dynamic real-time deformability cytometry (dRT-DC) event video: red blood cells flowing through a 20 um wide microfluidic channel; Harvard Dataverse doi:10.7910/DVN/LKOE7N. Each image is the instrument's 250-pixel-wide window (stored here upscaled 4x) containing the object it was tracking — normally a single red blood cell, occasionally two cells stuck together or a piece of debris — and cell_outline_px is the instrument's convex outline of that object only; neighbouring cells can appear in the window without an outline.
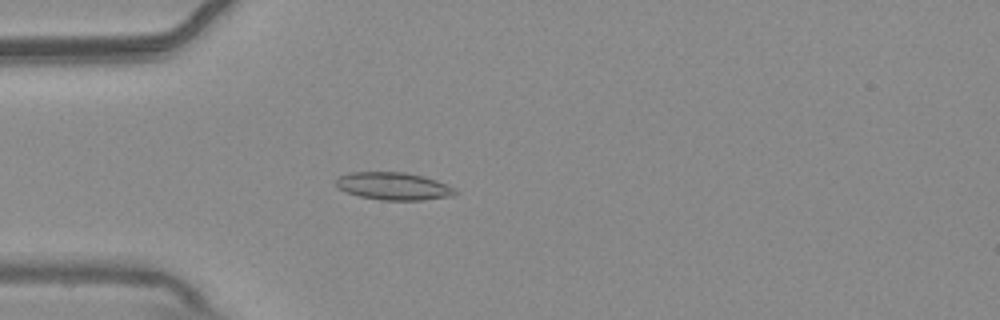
{"species": "common noctule bat (a hibernating species)", "species_latin": "Nyctalus noctula", "temperature_condition": "warm", "stored_images_in_passage": 50, "camera_frame_rate_fps": 3000, "um_per_image_px": 0.085, "animal": {"sex": "male", "body_mass_g": 20.4}, "frame": {"image": 1, "passage_image": 11, "time_ms": 3.333, "image_size_px": [1000, 320], "cell_outline_px": [[456, 192], [452, 196], [424, 200], [380, 200], [360, 196], [348, 192], [340, 188], [336, 184], [336, 180], [340, 176], [352, 172], [404, 172], [436, 180], [456, 188]], "centroid_in_image_um": [33.47, 15.83], "position_along_channel_um": 51.5, "area_um2": 18.9}}
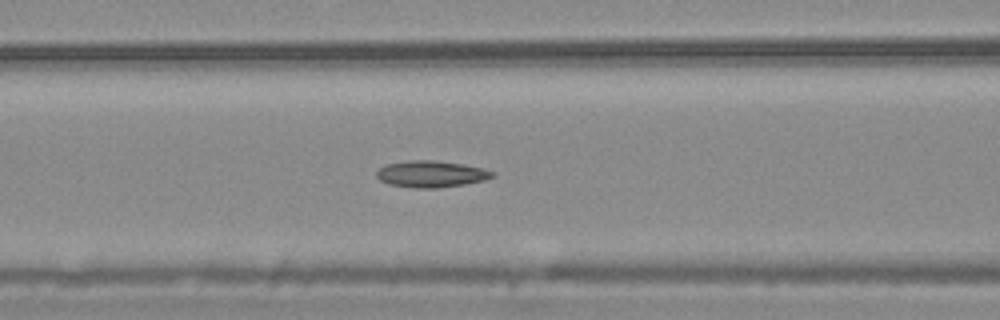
{"frame": {"image": 2, "passage_image": 18, "time_ms": 5.667, "image_size_px": [1000, 320], "cell_outline_px": [[496, 176], [484, 180], [464, 184], [436, 188], [416, 188], [388, 184], [380, 180], [376, 176], [376, 172], [384, 164], [408, 160], [432, 160], [460, 164], [480, 168], [496, 172]], "centroid_in_image_um": [36.61, 14.79], "position_along_channel_um": 130.0, "area_um2": 17.86}}
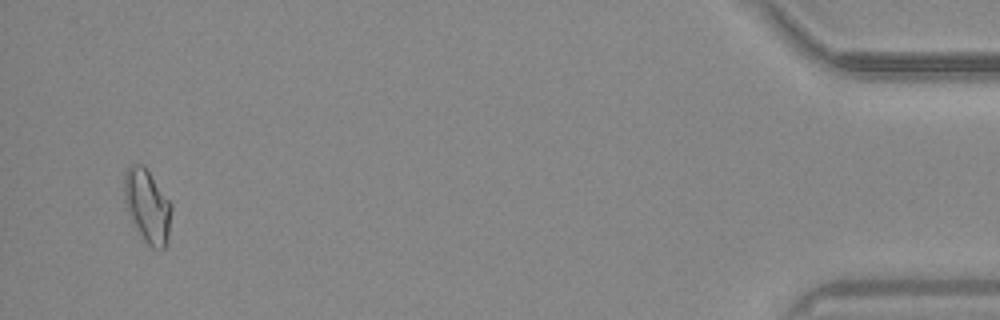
{"frame": {"image": 3, "passage_image": 48, "time_ms": 15.667, "image_size_px": [1000, 320], "cell_outline_px": [[172, 208], [168, 236], [164, 248], [152, 248], [144, 240], [128, 216], [124, 200], [124, 172], [132, 164], [144, 164], [172, 204]], "centroid_in_image_um": [12.51, 17.48], "position_along_channel_um": 422.7, "area_um2": 20.23}, "authors_computed_cell_mechanics": {"area_um2": 17.3689, "velocity_mm_per_s": 3.746, "shape_relaxation_time_tau1_ms": null, "shape_relaxation_time_tau2_ms": 4.332, "deformation_change_tau1": null, "deformation_change_tau2": 0.1097}}